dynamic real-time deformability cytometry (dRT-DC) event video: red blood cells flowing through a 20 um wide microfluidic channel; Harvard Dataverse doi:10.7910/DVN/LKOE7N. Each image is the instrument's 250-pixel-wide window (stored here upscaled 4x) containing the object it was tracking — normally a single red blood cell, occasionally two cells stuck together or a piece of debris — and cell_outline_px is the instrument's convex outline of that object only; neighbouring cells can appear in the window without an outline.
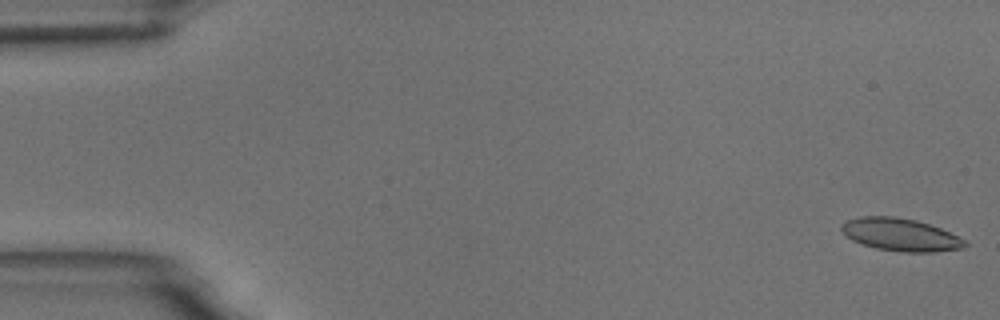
{"species": "common noctule bat (a hibernating species)", "species_latin": "Nyctalus noctula", "temperature_condition": "room temperature", "stored_images_in_passage": 56, "camera_frame_rate_fps": 3000, "um_per_image_px": 0.085, "animal": {"sex": "male", "body_mass_g": 18.8}, "frame": {"image": 1, "passage_image": 1, "time_ms": 0.0, "image_size_px": [1000, 320], "cell_outline_px": [[968, 244], [964, 248], [932, 252], [904, 252], [876, 248], [852, 240], [840, 228], [840, 224], [848, 220], [860, 216], [896, 216], [916, 220], [940, 228], [964, 240]], "centroid_in_image_um": [76.53, 19.94], "position_along_channel_um": 8.5, "area_um2": 23.24}}
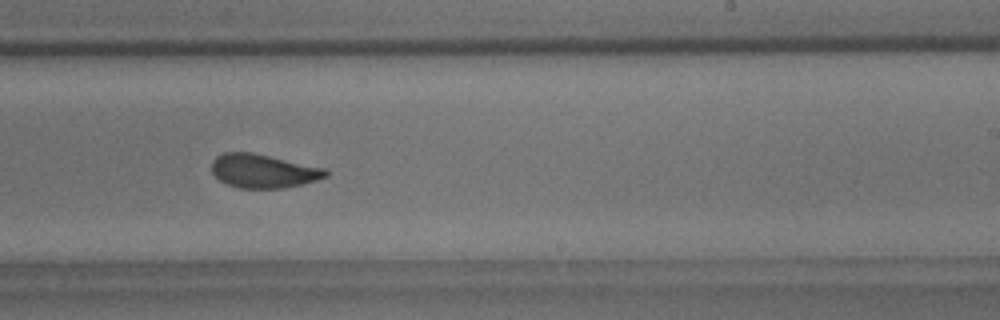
{"frame": {"image": 2, "passage_image": 34, "time_ms": 11.0, "image_size_px": [1000, 320], "cell_outline_px": [[328, 176], [316, 180], [284, 188], [240, 188], [228, 184], [220, 180], [212, 172], [212, 160], [216, 156], [224, 152], [252, 152], [324, 168], [328, 172]], "centroid_in_image_um": [22.35, 14.53], "position_along_channel_um": 266.6, "area_um2": 22.2}}
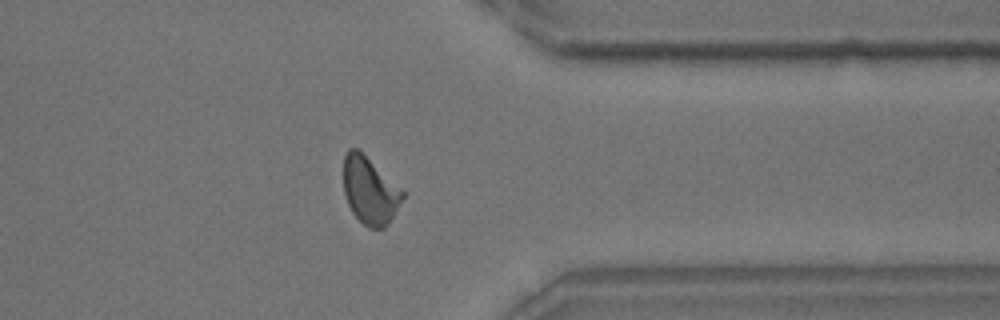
{"frame": {"image": 3, "passage_image": 44, "time_ms": 14.333, "image_size_px": [1000, 320], "cell_outline_px": [[404, 196], [388, 224], [384, 228], [368, 228], [352, 212], [348, 204], [344, 192], [344, 156], [348, 148], [356, 148], [404, 192]], "centroid_in_image_um": [31.41, 16.22], "position_along_channel_um": 380.0, "area_um2": 22.43}, "authors_computed_cell_mechanics": {"area_um2": 23.0622, "velocity_mm_per_s": 3.6235, "shape_relaxation_time_tau1_ms": 3.048, "shape_relaxation_time_tau2_ms": 0.6984, "deformation_change_tau1": 0.1193, "deformation_change_tau2": 0.0588}}